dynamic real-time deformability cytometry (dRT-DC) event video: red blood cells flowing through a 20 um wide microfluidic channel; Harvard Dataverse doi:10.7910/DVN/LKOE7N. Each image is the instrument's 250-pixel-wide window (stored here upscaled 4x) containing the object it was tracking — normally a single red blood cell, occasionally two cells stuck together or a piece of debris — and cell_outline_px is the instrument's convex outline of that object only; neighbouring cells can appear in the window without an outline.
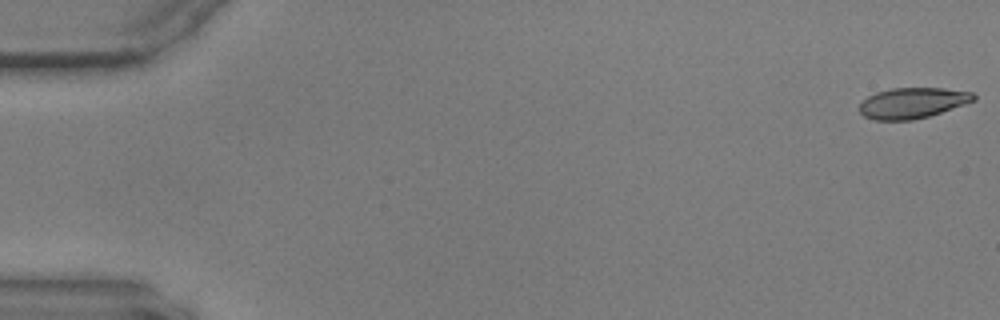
{"species": "common noctule bat (a hibernating species)", "species_latin": "Nyctalus noctula", "temperature_condition": "warm", "stored_images_in_passage": 56, "camera_frame_rate_fps": 3000, "um_per_image_px": 0.085, "animal": {"sex": "male", "body_mass_g": 17.9, "forearm_length_mm": 54.2}, "frame": {"image": 1, "passage_image": 1, "time_ms": 0.0, "image_size_px": [1000, 320], "cell_outline_px": [[976, 100], [928, 116], [912, 120], [876, 120], [864, 116], [860, 112], [860, 104], [868, 96], [876, 92], [892, 88], [944, 88], [972, 92], [976, 96]], "centroid_in_image_um": [77.56, 8.74], "position_along_channel_um": 7.4, "area_um2": 20.23}}
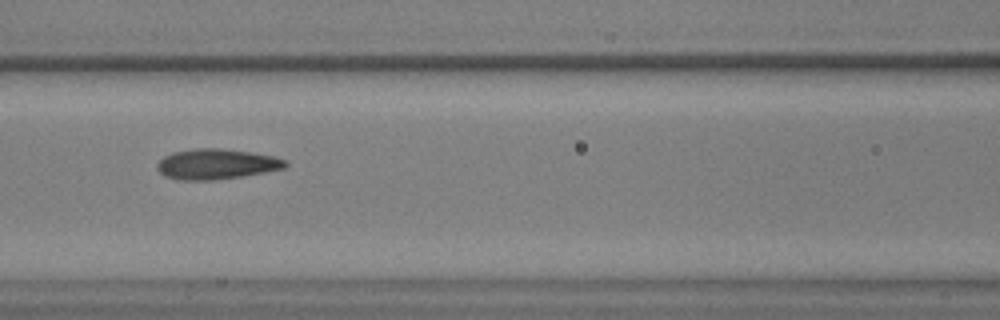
{"frame": {"image": 2, "passage_image": 26, "time_ms": 8.333, "image_size_px": [1000, 320], "cell_outline_px": [[288, 164], [284, 168], [244, 176], [212, 180], [176, 180], [164, 176], [156, 168], [156, 164], [164, 156], [172, 152], [196, 148], [220, 148], [252, 152], [272, 156], [288, 160]], "centroid_in_image_um": [18.37, 13.95], "position_along_channel_um": 148.2, "area_um2": 22.83}}
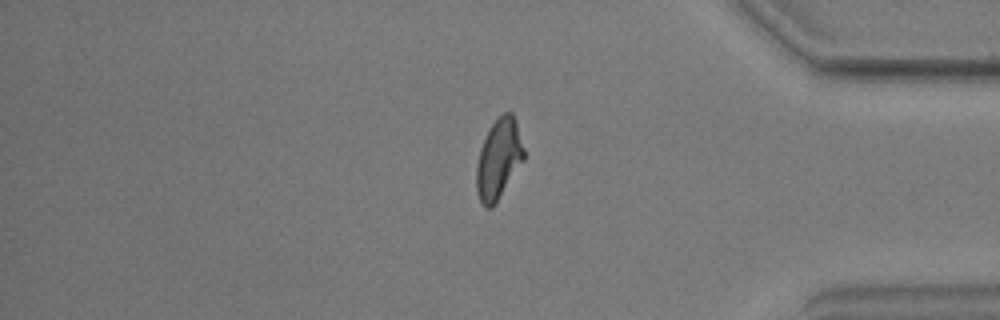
{"frame": {"image": 3, "passage_image": 49, "time_ms": 16.0, "image_size_px": [1000, 320], "cell_outline_px": [[524, 160], [492, 208], [484, 208], [476, 192], [476, 164], [480, 148], [488, 128], [504, 112], [512, 112], [516, 120], [524, 148]], "centroid_in_image_um": [42.37, 13.51], "position_along_channel_um": 392.8, "area_um2": 22.2}}